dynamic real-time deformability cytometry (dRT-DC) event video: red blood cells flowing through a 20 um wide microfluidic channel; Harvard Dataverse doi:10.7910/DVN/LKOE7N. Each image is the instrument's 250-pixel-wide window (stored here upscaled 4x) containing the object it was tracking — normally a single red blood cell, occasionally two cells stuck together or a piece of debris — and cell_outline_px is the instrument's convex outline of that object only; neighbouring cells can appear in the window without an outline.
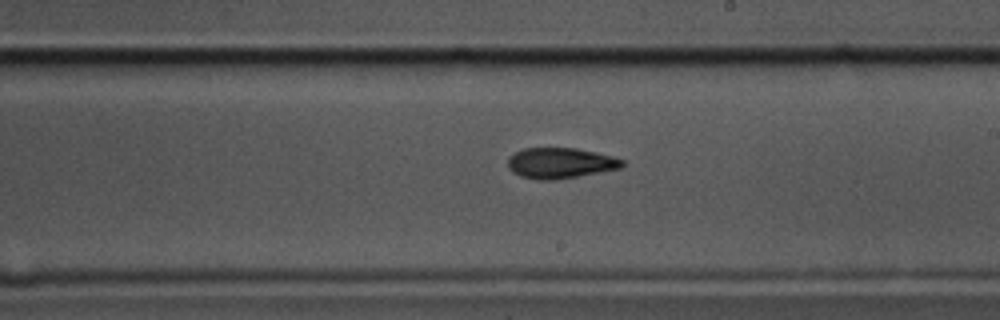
{"species": "common noctule bat (a hibernating species)", "species_latin": "Nyctalus noctula", "temperature_condition": "cold", "stored_images_in_passage": 43, "camera_frame_rate_fps": 3000, "um_per_image_px": 0.085, "animal": {"sex": "male", "body_mass_g": 17.5, "forearm_length_mm": 52.3}, "frame": {"image": 1, "passage_image": 18, "time_ms": 5.667, "image_size_px": [1000, 320], "cell_outline_px": [[624, 168], [556, 180], [536, 180], [520, 176], [512, 172], [508, 168], [508, 156], [524, 148], [576, 148], [596, 152], [612, 156], [624, 160]], "centroid_in_image_um": [47.63, 13.87], "position_along_channel_um": 241.4, "area_um2": 20.69}}
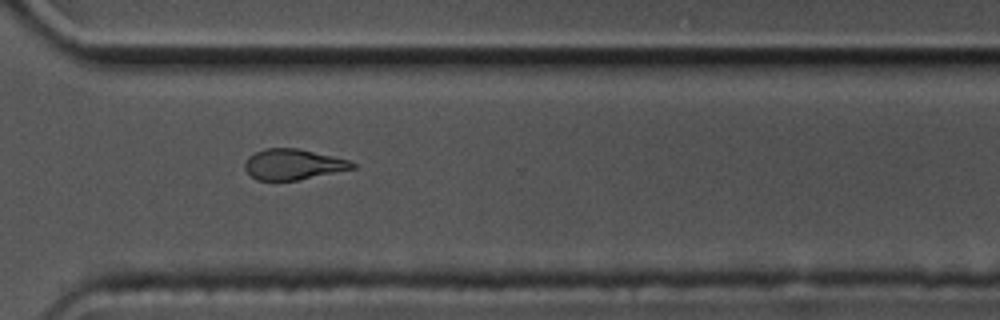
{"frame": {"image": 2, "passage_image": 27, "time_ms": 8.667, "image_size_px": [1000, 320], "cell_outline_px": [[356, 168], [296, 180], [256, 180], [244, 168], [244, 164], [248, 156], [264, 148], [300, 148], [348, 160], [356, 164]], "centroid_in_image_um": [24.9, 13.96], "position_along_channel_um": 345.7, "area_um2": 19.07}}
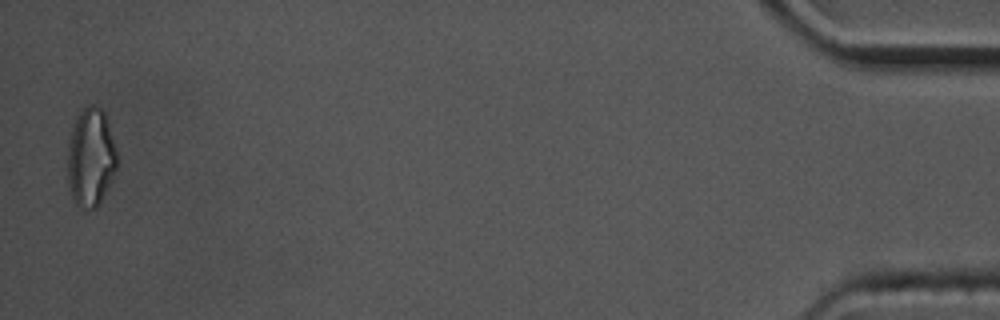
{"frame": {"image": 3, "passage_image": 42, "time_ms": 13.667, "image_size_px": [1000, 320], "cell_outline_px": [[116, 168], [112, 180], [96, 208], [88, 208], [76, 204], [72, 196], [68, 180], [68, 144], [72, 128], [80, 112], [88, 104], [92, 104], [100, 108], [104, 112], [116, 148]], "centroid_in_image_um": [7.72, 13.37], "position_along_channel_um": 427.5, "area_um2": 27.86}, "authors_computed_cell_mechanics": {"area_um2": 20.9236, "velocity_mm_per_s": 3.4768, "shape_relaxation_time_tau1_ms": 5.9012, "shape_relaxation_time_tau2_ms": 9.6319, "deformation_change_tau1": 0.1505, "deformation_change_tau2": 0.1915}}